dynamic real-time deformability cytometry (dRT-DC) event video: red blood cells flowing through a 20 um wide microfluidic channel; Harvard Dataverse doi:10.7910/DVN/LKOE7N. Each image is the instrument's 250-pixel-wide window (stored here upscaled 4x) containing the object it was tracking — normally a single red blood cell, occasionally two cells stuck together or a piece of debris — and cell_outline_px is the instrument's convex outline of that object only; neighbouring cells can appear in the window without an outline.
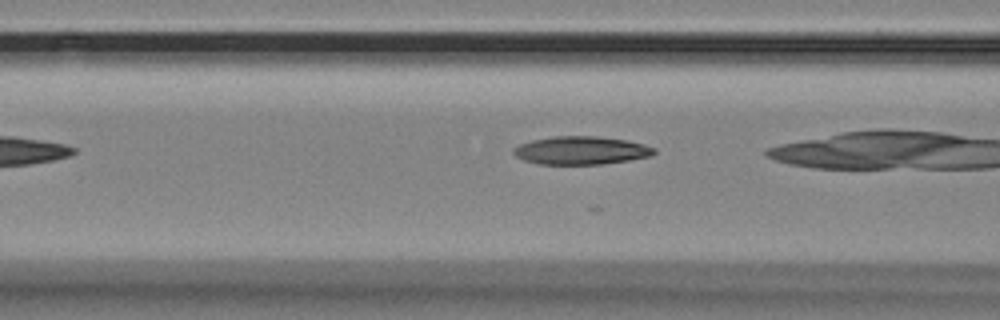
{"species": "Egyptian fruit bat (a non-hibernating species)", "species_latin": "Rousettus aegyptiacus", "temperature_condition": "room temperature", "stored_images_in_passage": 24, "camera_frame_rate_fps": 3000, "um_per_image_px": 0.085, "animal": {"sex": "female"}, "frame": {"image": 1, "passage_image": 8, "time_ms": 2.333, "image_size_px": [1000, 320], "cell_outline_px": [[656, 152], [652, 156], [604, 164], [540, 164], [524, 160], [516, 156], [512, 152], [512, 148], [520, 144], [532, 140], [552, 136], [596, 136], [628, 140], [644, 144], [656, 148]], "centroid_in_image_um": [49.41, 12.78], "position_along_channel_um": 117.2, "area_um2": 23.18}}
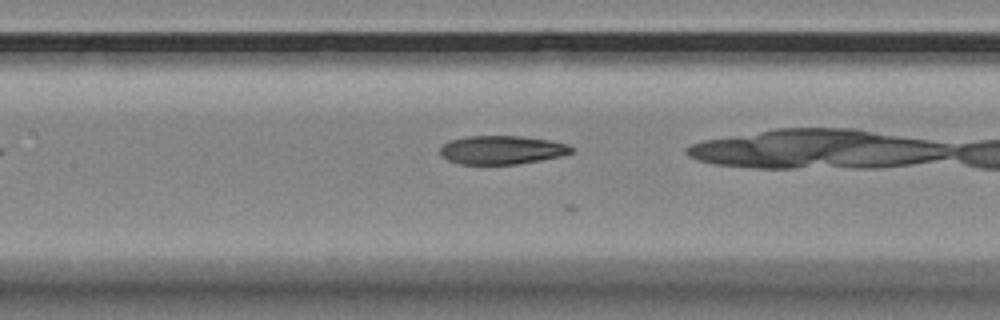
{"frame": {"image": 2, "passage_image": 12, "time_ms": 3.667, "image_size_px": [1000, 320], "cell_outline_px": [[572, 152], [560, 156], [540, 160], [516, 164], [460, 164], [448, 160], [440, 156], [440, 148], [448, 140], [464, 136], [520, 136], [548, 140], [568, 144], [572, 148]], "centroid_in_image_um": [42.6, 12.74], "position_along_channel_um": 164.8, "area_um2": 21.85}}
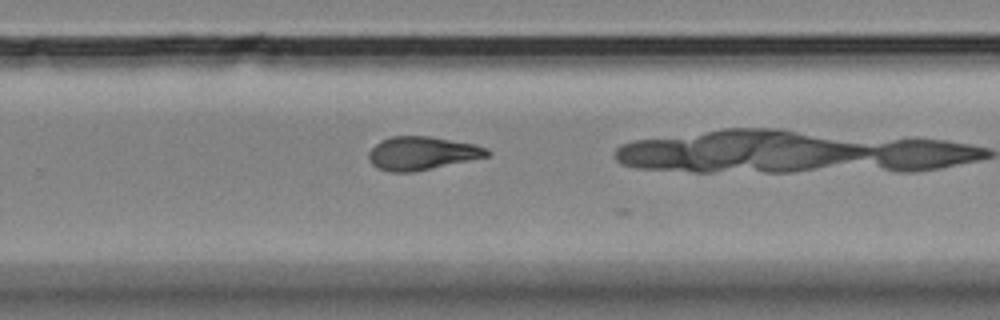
{"frame": {"image": 3, "passage_image": 23, "time_ms": 7.333, "image_size_px": [1000, 320], "cell_outline_px": [[492, 152], [488, 156], [412, 172], [392, 172], [376, 168], [368, 160], [368, 152], [380, 140], [388, 136], [428, 136], [476, 144], [488, 148]], "centroid_in_image_um": [35.84, 13.01], "position_along_channel_um": 294.0, "area_um2": 23.0}}